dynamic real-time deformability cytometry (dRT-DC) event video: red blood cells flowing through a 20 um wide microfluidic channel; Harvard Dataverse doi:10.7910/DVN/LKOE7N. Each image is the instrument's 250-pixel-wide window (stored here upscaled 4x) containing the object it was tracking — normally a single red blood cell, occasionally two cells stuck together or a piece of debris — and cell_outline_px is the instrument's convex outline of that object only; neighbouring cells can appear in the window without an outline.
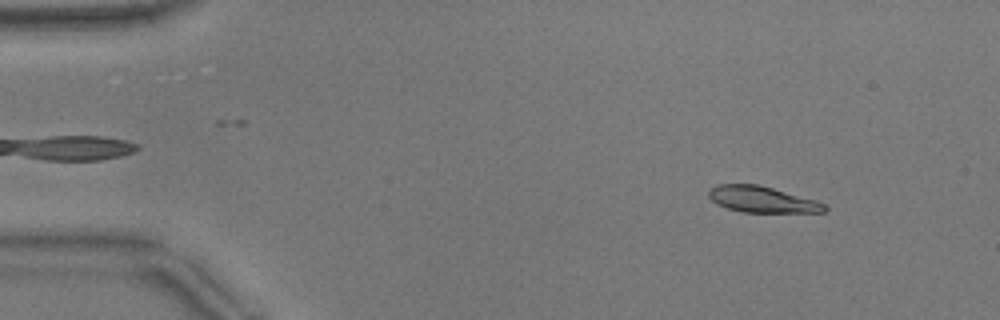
{"species": "common noctule bat (a hibernating species)", "species_latin": "Nyctalus noctula", "temperature_condition": "warm", "stored_images_in_passage": 52, "camera_frame_rate_fps": 3000, "um_per_image_px": 0.085, "animal": {"sex": "male", "body_mass_g": 17.9}, "frame": {"image": 1, "passage_image": 6, "time_ms": 1.667, "image_size_px": [1000, 320], "cell_outline_px": [[828, 208], [824, 212], [744, 212], [728, 208], [716, 204], [708, 196], [708, 188], [716, 184], [756, 184], [772, 188], [816, 200], [824, 204]], "centroid_in_image_um": [64.73, 16.94], "position_along_channel_um": 20.3, "area_um2": 17.57}}
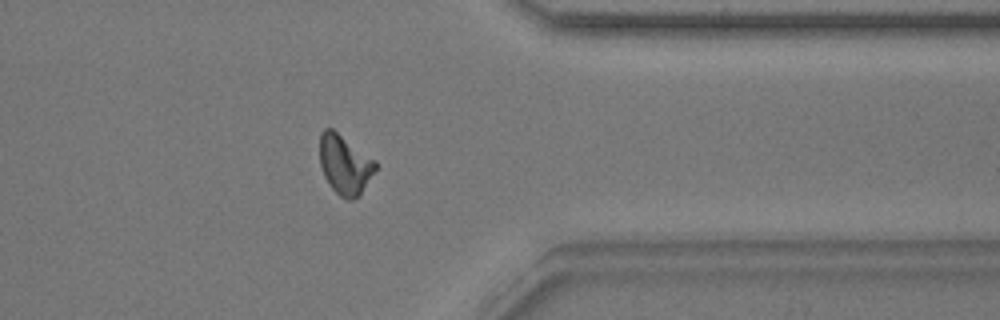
{"frame": {"image": 2, "passage_image": 42, "time_ms": 13.667, "image_size_px": [1000, 320], "cell_outline_px": [[376, 168], [360, 196], [352, 200], [344, 200], [332, 188], [324, 176], [320, 164], [320, 132], [324, 128], [332, 128], [376, 160]], "centroid_in_image_um": [29.3, 13.99], "position_along_channel_um": 382.1, "area_um2": 19.36}}
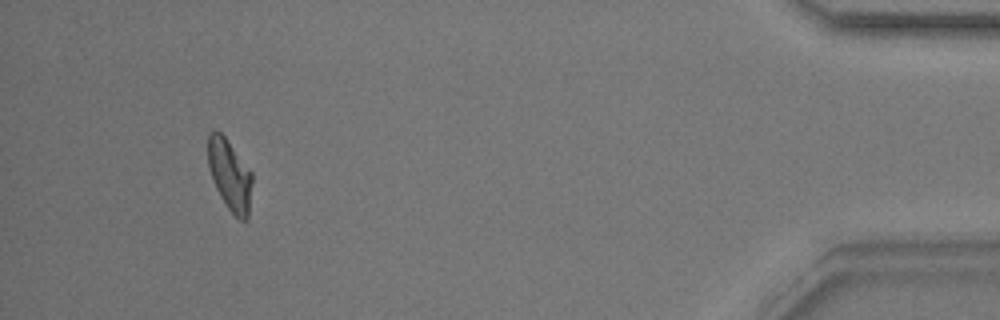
{"frame": {"image": 3, "passage_image": 49, "time_ms": 16.0, "image_size_px": [1000, 320], "cell_outline_px": [[252, 184], [248, 220], [240, 220], [228, 208], [220, 196], [216, 188], [208, 168], [208, 132], [212, 128], [216, 128], [224, 136], [252, 172]], "centroid_in_image_um": [19.52, 14.85], "position_along_channel_um": 415.7, "area_um2": 18.38}, "authors_computed_cell_mechanics": {"area_um2": 18.3226, "velocity_mm_per_s": 3.8401, "shape_relaxation_time_tau1_ms": 5.8688, "shape_relaxation_time_tau2_ms": 2.1628, "deformation_change_tau1": 0.1923, "deformation_change_tau2": 0.0599}}